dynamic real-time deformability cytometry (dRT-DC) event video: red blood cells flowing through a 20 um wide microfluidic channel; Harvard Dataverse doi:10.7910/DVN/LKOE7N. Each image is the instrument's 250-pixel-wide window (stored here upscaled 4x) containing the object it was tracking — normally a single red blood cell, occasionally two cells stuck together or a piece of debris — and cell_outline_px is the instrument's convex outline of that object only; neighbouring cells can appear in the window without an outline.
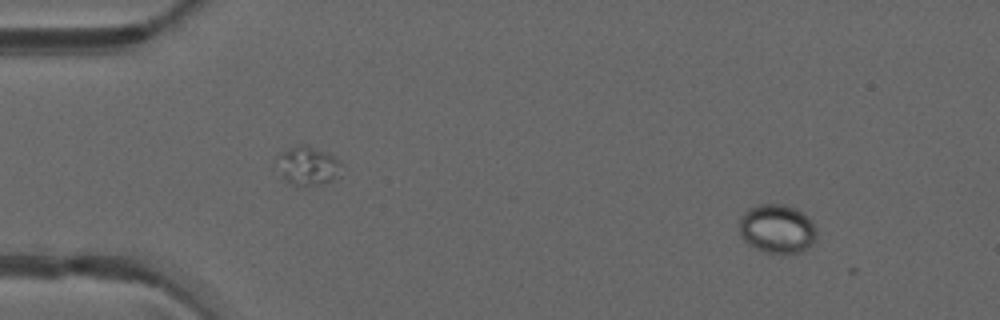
{"species": "common noctule bat (a hibernating species)", "species_latin": "Nyctalus noctula", "temperature_condition": "warm", "stored_images_in_passage": 5, "camera_frame_rate_fps": 3000, "um_per_image_px": 0.085, "animal": {"sex": "male", "forearm_length_mm": 52.5}, "frame": {"image": 1, "passage_image": 2, "time_ms": 0.333, "image_size_px": [1000, 320], "cell_outline_px": [[816, 236], [812, 244], [808, 248], [800, 252], [784, 256], [764, 252], [748, 244], [740, 236], [740, 220], [744, 212], [748, 208], [760, 204], [784, 204], [796, 208], [804, 212], [812, 220], [816, 228]], "centroid_in_image_um": [66.08, 19.47], "position_along_channel_um": 18.9, "area_um2": 22.6}}